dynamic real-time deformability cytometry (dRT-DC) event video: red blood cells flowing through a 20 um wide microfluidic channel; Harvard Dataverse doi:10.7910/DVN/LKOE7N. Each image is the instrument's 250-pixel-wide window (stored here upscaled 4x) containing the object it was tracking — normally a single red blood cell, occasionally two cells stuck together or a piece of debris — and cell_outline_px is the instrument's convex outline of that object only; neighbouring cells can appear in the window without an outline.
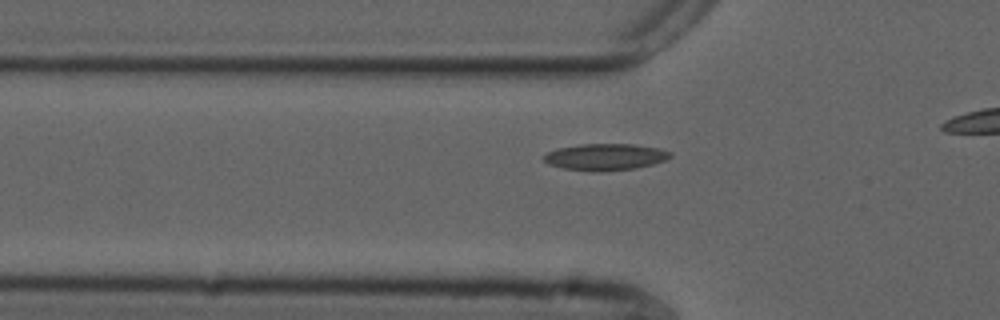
{"species": "common noctule bat (a hibernating species)", "species_latin": "Nyctalus noctula", "temperature_condition": "cold", "stored_images_in_passage": 29, "camera_frame_rate_fps": 3000, "um_per_image_px": 0.085, "animal": {"sex": "male", "forearm_length_mm": 52.5}, "frame": {"image": 1, "passage_image": 13, "time_ms": 4.0, "image_size_px": [1000, 320], "cell_outline_px": [[672, 156], [664, 160], [652, 164], [636, 168], [600, 172], [596, 172], [564, 168], [548, 164], [544, 160], [544, 156], [548, 152], [556, 148], [580, 144], [632, 144], [660, 148], [672, 152]], "centroid_in_image_um": [51.46, 13.34], "position_along_channel_um": 74.3, "area_um2": 19.65}}
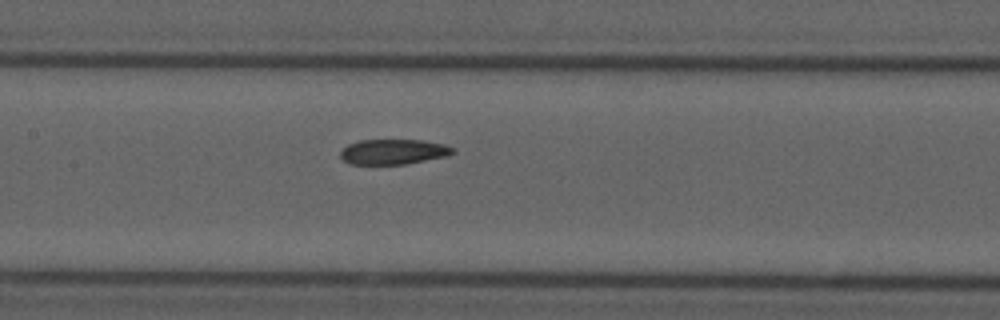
{"frame": {"image": 2, "passage_image": 21, "time_ms": 6.667, "image_size_px": [1000, 320], "cell_outline_px": [[456, 152], [448, 156], [404, 164], [348, 164], [340, 156], [340, 152], [348, 144], [360, 140], [424, 140], [444, 144], [456, 148]], "centroid_in_image_um": [33.48, 12.89], "position_along_channel_um": 173.9, "area_um2": 16.59}}
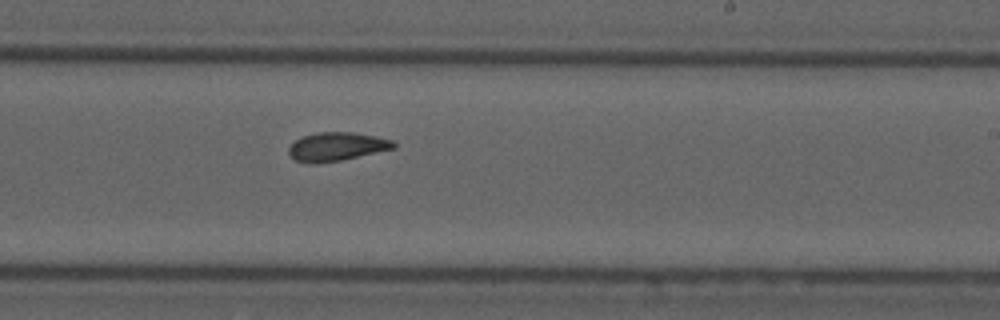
{"frame": {"image": 3, "passage_image": 28, "time_ms": 9.0, "image_size_px": [1000, 320], "cell_outline_px": [[396, 148], [340, 160], [312, 164], [296, 160], [288, 152], [288, 148], [300, 136], [320, 132], [352, 132], [376, 136], [392, 140], [396, 144]], "centroid_in_image_um": [28.62, 12.45], "position_along_channel_um": 260.4, "area_um2": 17.34}}